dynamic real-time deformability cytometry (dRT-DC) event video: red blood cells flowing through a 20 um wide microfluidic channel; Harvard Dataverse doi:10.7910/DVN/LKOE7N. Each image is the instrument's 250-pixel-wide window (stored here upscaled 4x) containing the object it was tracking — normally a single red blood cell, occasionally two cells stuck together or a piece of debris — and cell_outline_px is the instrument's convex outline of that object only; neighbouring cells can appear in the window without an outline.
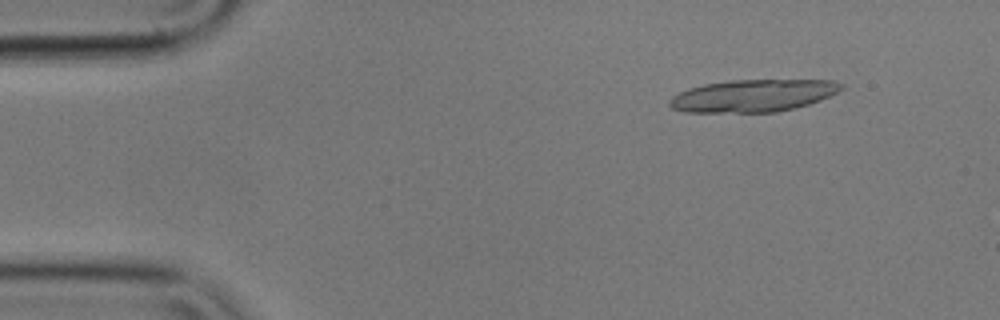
{"species": "common noctule bat (a hibernating species)", "species_latin": "Nyctalus noctula", "temperature_condition": "cold", "stored_images_in_passage": 18, "camera_frame_rate_fps": 3000, "um_per_image_px": 0.085, "animal": {"sex": "male", "body_mass_g": 17.9}, "frame": {"image": 1, "passage_image": 6, "time_ms": 1.667, "image_size_px": [1000, 320], "cell_outline_px": [[844, 88], [820, 100], [808, 104], [776, 112], [684, 112], [672, 108], [668, 104], [668, 100], [672, 96], [688, 88], [704, 84], [732, 80], [832, 80], [844, 84]], "centroid_in_image_um": [63.98, 8.13], "position_along_channel_um": 21.0, "area_um2": 32.25}}